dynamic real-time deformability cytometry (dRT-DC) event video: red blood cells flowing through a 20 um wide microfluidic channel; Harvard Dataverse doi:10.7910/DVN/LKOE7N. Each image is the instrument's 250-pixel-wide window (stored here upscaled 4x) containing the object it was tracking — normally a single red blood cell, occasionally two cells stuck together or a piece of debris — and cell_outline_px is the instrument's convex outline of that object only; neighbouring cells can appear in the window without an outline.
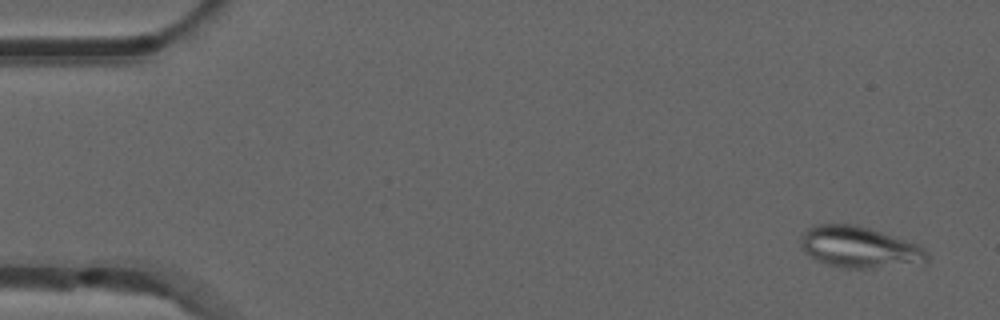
{"species": "common noctule bat (a hibernating species)", "species_latin": "Nyctalus noctula", "temperature_condition": "room temperature", "stored_images_in_passage": 9, "camera_frame_rate_fps": 3000, "um_per_image_px": 0.085, "animal": {"sex": "male", "forearm_length_mm": 52.5}, "frame": {"image": 1, "passage_image": 3, "time_ms": 0.667, "image_size_px": [1000, 320], "cell_outline_px": [[928, 260], [872, 268], [840, 268], [816, 260], [804, 252], [800, 244], [800, 236], [812, 224], [856, 224], [916, 244], [924, 248], [928, 252]], "centroid_in_image_um": [72.93, 20.99], "position_along_channel_um": 12.1, "area_um2": 29.88}}